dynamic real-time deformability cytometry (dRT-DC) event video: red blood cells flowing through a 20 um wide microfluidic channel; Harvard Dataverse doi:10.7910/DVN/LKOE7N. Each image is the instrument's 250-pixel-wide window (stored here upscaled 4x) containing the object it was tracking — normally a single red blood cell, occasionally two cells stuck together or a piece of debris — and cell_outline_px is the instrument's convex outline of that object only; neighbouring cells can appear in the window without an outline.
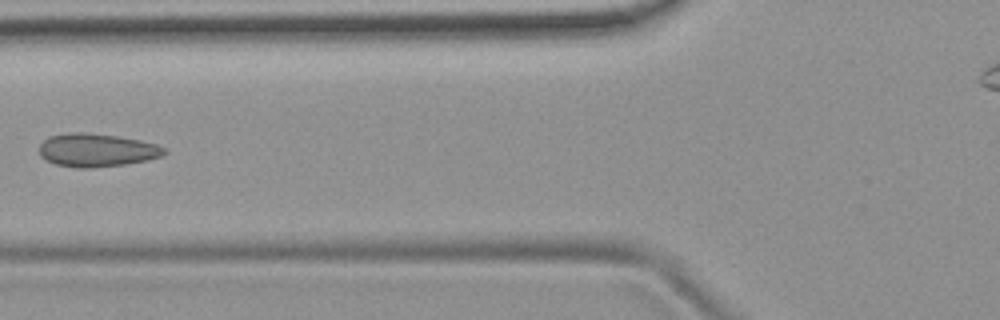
{"species": "common noctule bat (a hibernating species)", "species_latin": "Nyctalus noctula", "temperature_condition": "room temperature", "stored_images_in_passage": 6, "camera_frame_rate_fps": 3000, "um_per_image_px": 0.085, "animal": {"sex": "female", "body_mass_g": 19.9}, "frame": {"image": 1, "passage_image": 5, "time_ms": 1.333, "image_size_px": [1000, 320], "cell_outline_px": [[168, 152], [160, 156], [148, 160], [124, 164], [88, 168], [76, 168], [56, 164], [40, 156], [40, 144], [48, 136], [72, 132], [84, 132], [116, 136], [140, 140], [156, 144], [164, 148]], "centroid_in_image_um": [8.21, 12.76], "position_along_channel_um": 117.6, "area_um2": 24.04}}
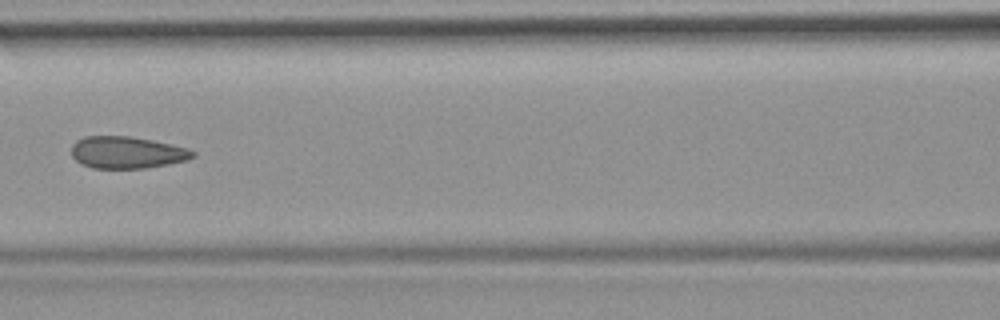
{"frame": {"image": 2, "passage_image": 6, "time_ms": 1.667, "image_size_px": [1000, 320], "cell_outline_px": [[196, 156], [184, 160], [168, 164], [144, 168], [92, 168], [76, 160], [72, 156], [72, 144], [76, 140], [84, 136], [132, 136], [152, 140], [188, 148], [196, 152]], "centroid_in_image_um": [10.78, 12.95], "position_along_channel_um": 155.8, "area_um2": 22.54}}